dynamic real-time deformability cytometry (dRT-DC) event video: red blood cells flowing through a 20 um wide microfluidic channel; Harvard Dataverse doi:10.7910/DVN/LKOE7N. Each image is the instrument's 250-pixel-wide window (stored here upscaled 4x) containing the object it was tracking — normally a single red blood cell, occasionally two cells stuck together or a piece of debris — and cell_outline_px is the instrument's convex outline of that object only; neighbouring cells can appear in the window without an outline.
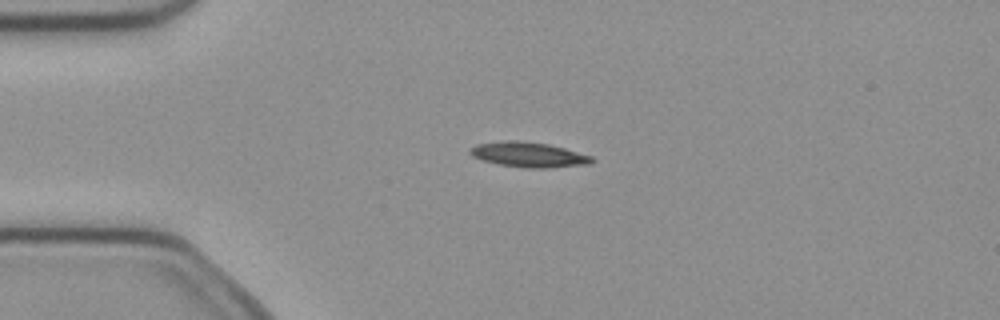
{"species": "common noctule bat (a hibernating species)", "species_latin": "Nyctalus noctula", "temperature_condition": "cold", "stored_images_in_passage": 2, "camera_frame_rate_fps": 3000, "um_per_image_px": 0.085, "animal": {"sex": "female", "body_mass_g": 21.9}, "frame": {"image": 1, "passage_image": 1, "time_ms": 0.0, "image_size_px": [1000, 320], "cell_outline_px": [[596, 160], [588, 164], [548, 168], [524, 168], [500, 164], [484, 160], [472, 156], [468, 152], [476, 144], [504, 140], [516, 140], [548, 144], [564, 148], [592, 156]], "centroid_in_image_um": [44.95, 13.14], "position_along_channel_um": 40.1, "area_um2": 17.69}}